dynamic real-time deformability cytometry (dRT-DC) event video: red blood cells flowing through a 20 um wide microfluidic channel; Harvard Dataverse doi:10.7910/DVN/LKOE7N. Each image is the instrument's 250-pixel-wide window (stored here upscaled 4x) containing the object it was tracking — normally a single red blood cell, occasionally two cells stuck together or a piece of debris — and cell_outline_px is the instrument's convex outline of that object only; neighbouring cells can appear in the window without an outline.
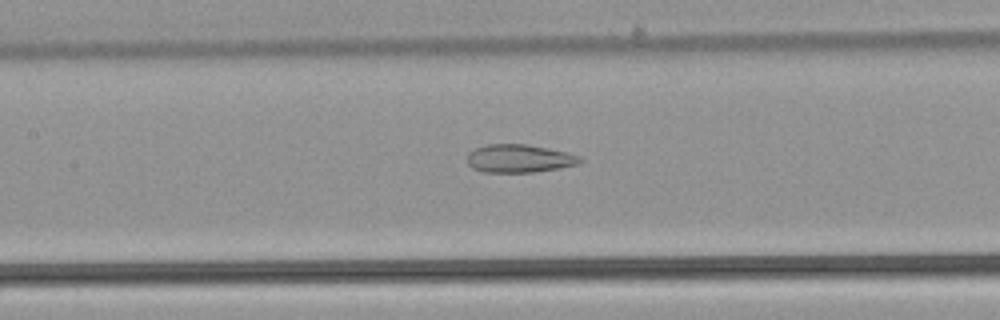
{"species": "common noctule bat (a hibernating species)", "species_latin": "Nyctalus noctula", "temperature_condition": "warm", "stored_images_in_passage": 53, "camera_frame_rate_fps": 3000, "um_per_image_px": 0.085, "animal": {"sex": "male", "body_mass_g": 21.5, "forearm_length_mm": 52.0}, "frame": {"image": 1, "passage_image": 25, "time_ms": 8.0, "image_size_px": [1000, 320], "cell_outline_px": [[584, 160], [580, 164], [560, 168], [532, 172], [480, 172], [472, 168], [468, 164], [468, 152], [476, 148], [488, 144], [524, 144], [548, 148], [580, 156]], "centroid_in_image_um": [44.13, 13.48], "position_along_channel_um": 163.3, "area_um2": 18.5}}
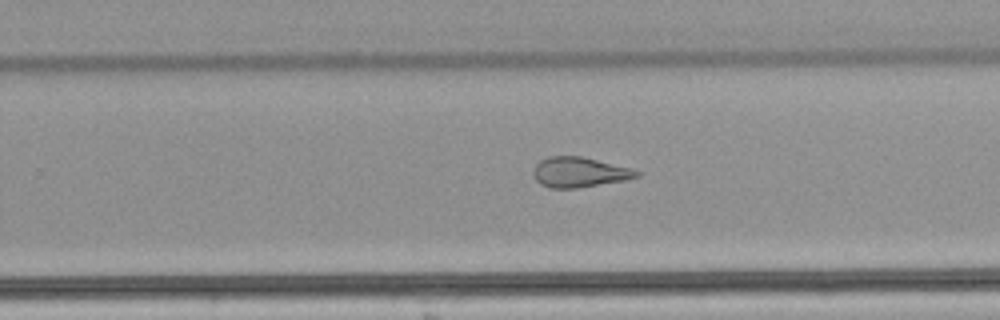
{"frame": {"image": 2, "passage_image": 34, "time_ms": 11.0, "image_size_px": [1000, 320], "cell_outline_px": [[640, 176], [624, 180], [576, 188], [548, 188], [540, 184], [532, 176], [532, 172], [536, 164], [540, 160], [548, 156], [584, 156], [632, 168], [640, 172]], "centroid_in_image_um": [49.22, 14.63], "position_along_channel_um": 280.6, "area_um2": 18.32}}
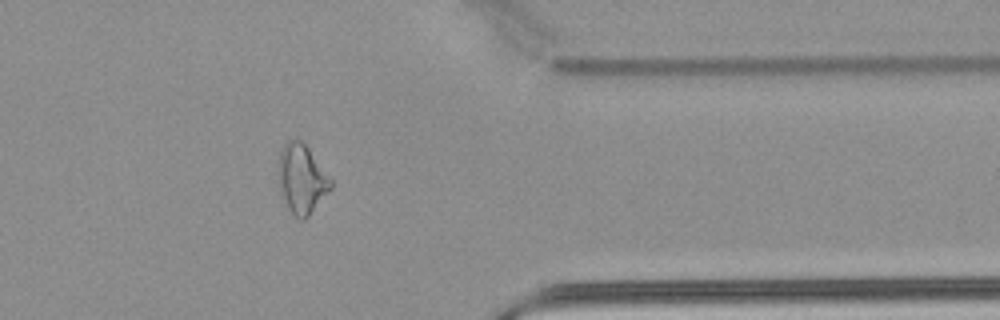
{"frame": {"image": 3, "passage_image": 43, "time_ms": 14.0, "image_size_px": [1000, 320], "cell_outline_px": [[332, 188], [308, 216], [304, 220], [300, 220], [288, 208], [280, 188], [280, 148], [292, 136], [300, 140], [308, 148], [332, 180]], "centroid_in_image_um": [25.67, 15.18], "position_along_channel_um": 385.7, "area_um2": 20.63}, "authors_computed_cell_mechanics": {"area_um2": 22.6576, "velocity_mm_per_s": 3.9229, "shape_relaxation_time_tau1_ms": null, "shape_relaxation_time_tau2_ms": 1.6086, "deformation_change_tau1": null, "deformation_change_tau2": 0.0992}}